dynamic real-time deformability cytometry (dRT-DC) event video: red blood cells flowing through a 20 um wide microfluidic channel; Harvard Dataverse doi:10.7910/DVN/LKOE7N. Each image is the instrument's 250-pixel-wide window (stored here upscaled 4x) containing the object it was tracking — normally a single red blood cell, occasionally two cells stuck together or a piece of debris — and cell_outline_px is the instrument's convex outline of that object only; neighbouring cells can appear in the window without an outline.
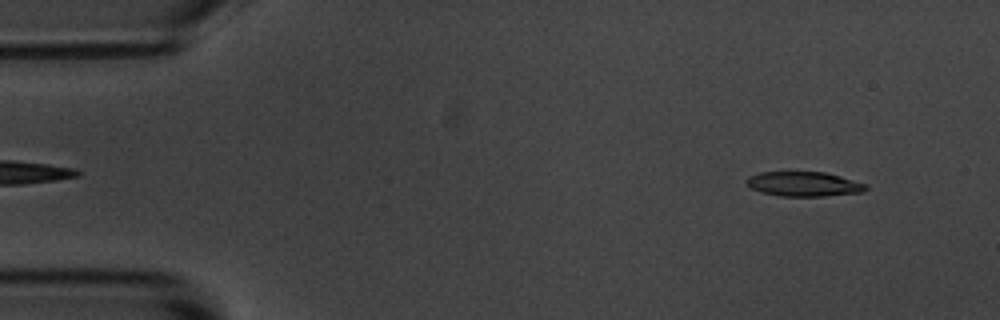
{"species": "common noctule bat (a hibernating species)", "species_latin": "Nyctalus noctula", "temperature_condition": "room temperature", "stored_images_in_passage": 54, "camera_frame_rate_fps": 3000, "um_per_image_px": 0.085, "animal": {"sex": "male", "body_mass_g": 20.1, "forearm_length_mm": 53.5}, "frame": {"image": 1, "passage_image": 4, "time_ms": 1.0, "image_size_px": [1000, 320], "cell_outline_px": [[868, 188], [864, 192], [824, 196], [780, 196], [760, 192], [752, 188], [744, 180], [748, 176], [760, 172], [824, 172], [840, 176], [868, 184]], "centroid_in_image_um": [68.34, 15.64], "position_along_channel_um": 16.7, "area_um2": 17.22}}
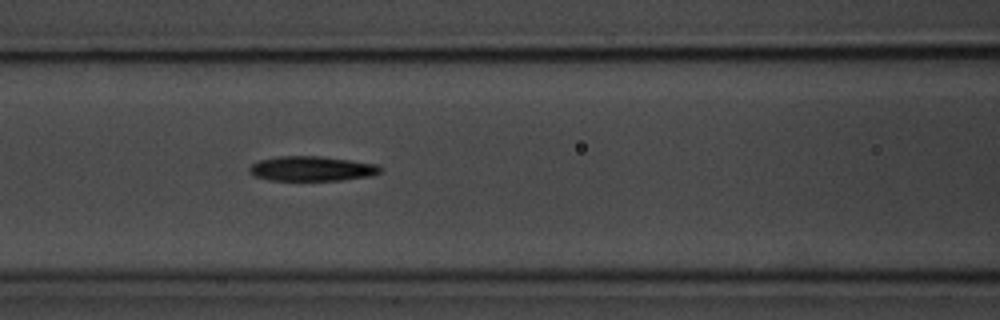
{"frame": {"image": 2, "passage_image": 22, "time_ms": 7.0, "image_size_px": [1000, 320], "cell_outline_px": [[380, 172], [372, 176], [340, 180], [268, 180], [256, 176], [248, 172], [248, 168], [252, 164], [260, 160], [280, 156], [320, 156], [376, 164], [380, 168]], "centroid_in_image_um": [26.47, 14.34], "position_along_channel_um": 140.1, "area_um2": 18.73}}
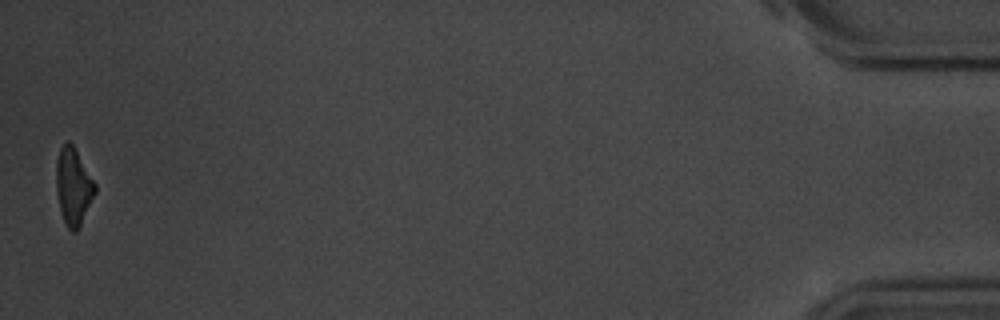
{"frame": {"image": 3, "passage_image": 54, "time_ms": 17.667, "image_size_px": [1000, 320], "cell_outline_px": [[96, 192], [76, 232], [72, 232], [64, 224], [60, 208], [56, 188], [56, 160], [60, 148], [68, 140], [72, 144], [96, 184]], "centroid_in_image_um": [6.22, 15.85], "position_along_channel_um": 429.0, "area_um2": 17.17}, "authors_computed_cell_mechanics": {"area_um2": 18.7561, "velocity_mm_per_s": 3.6005, "shape_relaxation_time_tau1_ms": 4.0519, "shape_relaxation_time_tau2_ms": 9.7739, "deformation_change_tau1": 0.1407, "deformation_change_tau2": 0.2275}}